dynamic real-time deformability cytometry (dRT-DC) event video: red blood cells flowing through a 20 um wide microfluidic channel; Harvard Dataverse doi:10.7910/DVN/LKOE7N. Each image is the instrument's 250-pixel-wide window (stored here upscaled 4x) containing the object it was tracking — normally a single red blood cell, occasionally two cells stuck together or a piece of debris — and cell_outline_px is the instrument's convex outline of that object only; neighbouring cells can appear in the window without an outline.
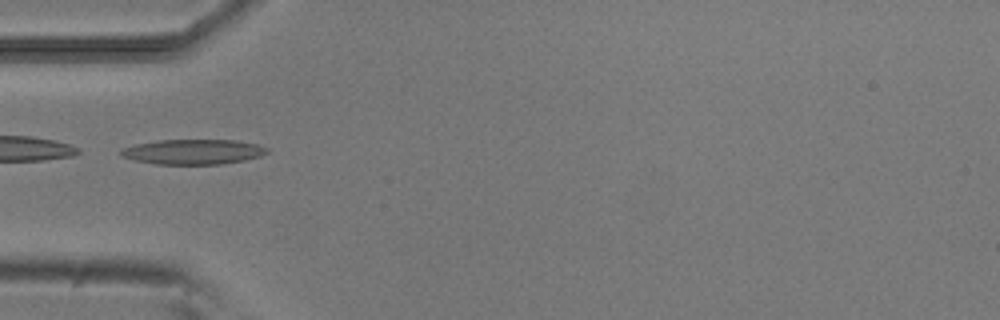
{"species": "common noctule bat (a hibernating species)", "species_latin": "Nyctalus noctula", "temperature_condition": "room temperature", "stored_images_in_passage": 36, "camera_frame_rate_fps": 3000, "um_per_image_px": 0.085, "animal": {"sex": "male", "body_mass_g": 20.5, "forearm_length_mm": 52.5}, "frame": {"image": 1, "passage_image": 1, "time_ms": 0.0, "image_size_px": [1000, 320], "cell_outline_px": [[268, 152], [260, 156], [244, 160], [220, 164], [156, 164], [136, 160], [120, 156], [120, 148], [136, 144], [156, 140], [236, 140], [256, 144], [268, 148]], "centroid_in_image_um": [16.39, 12.9], "position_along_channel_um": 68.6, "area_um2": 21.27}}
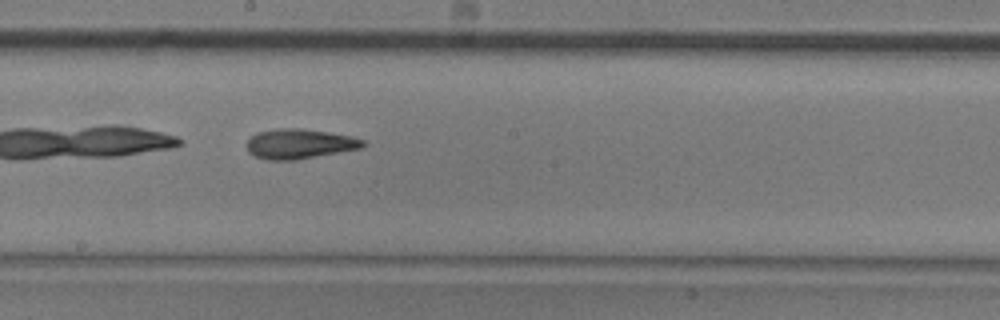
{"frame": {"image": 2, "passage_image": 13, "time_ms": 4.0, "image_size_px": [1000, 320], "cell_outline_px": [[368, 144], [360, 148], [296, 160], [264, 160], [248, 152], [248, 140], [256, 132], [280, 128], [300, 128], [352, 136], [364, 140]], "centroid_in_image_um": [25.46, 12.23], "position_along_channel_um": 222.7, "area_um2": 20.11}}
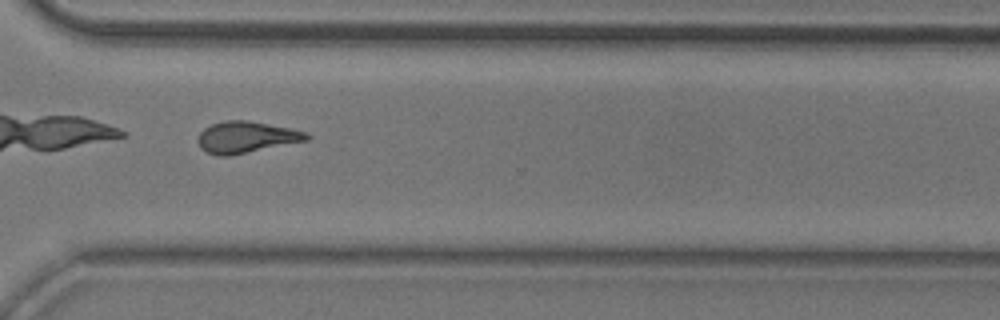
{"frame": {"image": 3, "passage_image": 23, "time_ms": 7.333, "image_size_px": [1000, 320], "cell_outline_px": [[312, 136], [308, 140], [228, 156], [220, 156], [204, 152], [200, 148], [196, 140], [200, 132], [204, 128], [212, 124], [224, 120], [248, 120], [308, 132]], "centroid_in_image_um": [20.89, 11.66], "position_along_channel_um": 349.7, "area_um2": 20.0}, "authors_computed_cell_mechanics": {"area_um2": 19.9988, "velocity_mm_per_s": 3.8228, "shape_relaxation_time_tau1_ms": 8.4625, "shape_relaxation_time_tau2_ms": 4.8601, "deformation_change_tau1": 0.2354, "deformation_change_tau2": 0.1596}}